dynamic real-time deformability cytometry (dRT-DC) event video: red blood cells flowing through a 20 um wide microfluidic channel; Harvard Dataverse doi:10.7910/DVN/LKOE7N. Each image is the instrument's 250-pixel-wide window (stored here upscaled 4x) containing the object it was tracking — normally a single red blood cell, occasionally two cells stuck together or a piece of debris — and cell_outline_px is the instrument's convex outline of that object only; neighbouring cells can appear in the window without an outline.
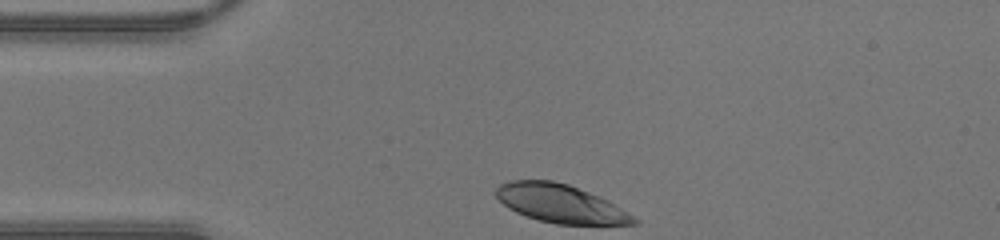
{"species": "human", "species_latin": "Homo sapiens", "temperature_condition": "warm", "stored_images_in_passage": 27, "camera_frame_rate_fps": 3000, "um_per_image_px": 0.085, "donor": {"sex": "male"}, "frame": {"image": 1, "passage_image": 1, "time_ms": 0.0, "image_size_px": [1000, 240], "cell_outline_px": [[640, 220], [636, 224], [556, 224], [540, 220], [516, 212], [508, 208], [496, 196], [496, 188], [500, 184], [508, 180], [552, 180], [568, 184], [608, 200], [628, 212]], "centroid_in_image_um": [47.64, 17.3], "position_along_channel_um": 37.4, "area_um2": 30.52}}
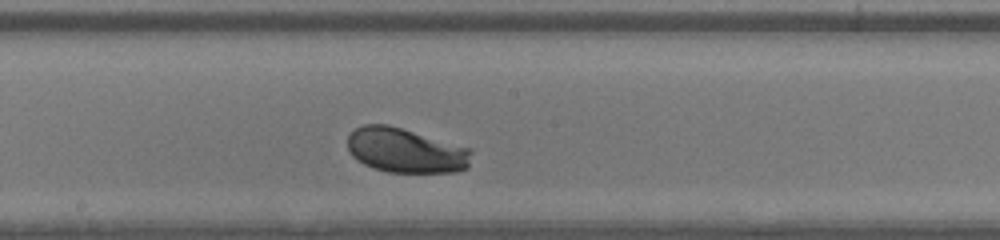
{"frame": {"image": 2, "passage_image": 15, "time_ms": 4.667, "image_size_px": [1000, 240], "cell_outline_px": [[472, 152], [468, 168], [456, 172], [388, 172], [372, 168], [356, 160], [348, 152], [348, 136], [356, 128], [364, 124], [388, 124], [472, 148]], "centroid_in_image_um": [34.49, 12.79], "position_along_channel_um": 213.7, "area_um2": 32.54}}
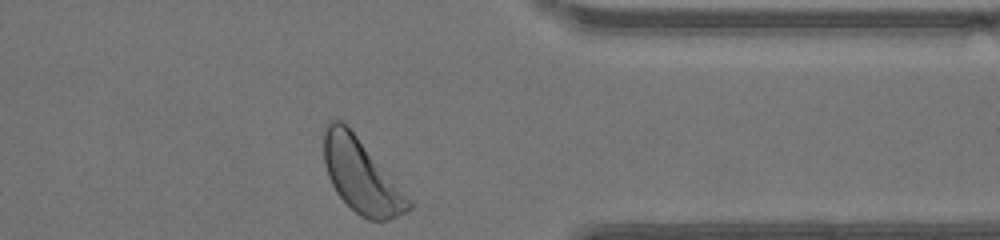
{"frame": {"image": 3, "passage_image": 27, "time_ms": 8.667, "image_size_px": [1000, 240], "cell_outline_px": [[412, 208], [388, 220], [368, 220], [360, 216], [336, 192], [328, 176], [324, 160], [324, 128], [328, 120], [340, 120], [356, 136], [412, 200]], "centroid_in_image_um": [30.7, 14.96], "position_along_channel_um": 380.7, "area_um2": 35.6}}